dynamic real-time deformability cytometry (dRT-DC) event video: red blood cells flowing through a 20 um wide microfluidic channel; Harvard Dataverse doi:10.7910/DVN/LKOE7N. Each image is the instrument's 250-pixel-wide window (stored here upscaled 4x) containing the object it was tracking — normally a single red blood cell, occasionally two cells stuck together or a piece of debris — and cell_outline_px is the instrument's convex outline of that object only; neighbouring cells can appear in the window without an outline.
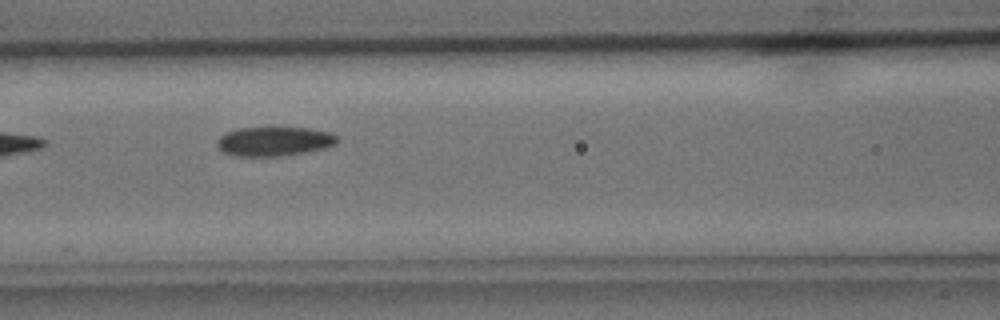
{"species": "common noctule bat (a hibernating species)", "species_latin": "Nyctalus noctula", "temperature_condition": "cold", "stored_images_in_passage": 9, "camera_frame_rate_fps": 3000, "um_per_image_px": 0.085, "animal": {"sex": "male", "body_mass_g": 15.6}, "frame": {"image": 1, "passage_image": 6, "time_ms": 6.667, "image_size_px": [1000, 320], "cell_outline_px": [[340, 140], [336, 144], [324, 148], [308, 152], [280, 156], [236, 156], [224, 152], [216, 144], [216, 140], [220, 136], [236, 128], [308, 128], [332, 132]], "centroid_in_image_um": [23.34, 12.02], "position_along_channel_um": 143.3, "area_um2": 20.52}}
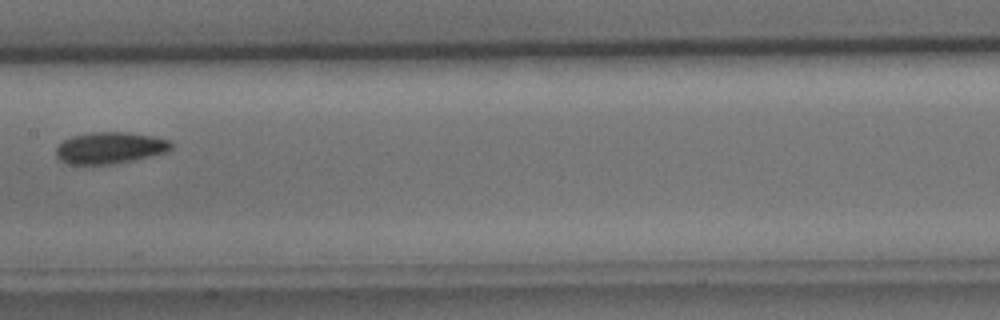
{"frame": {"image": 2, "passage_image": 7, "time_ms": 8.0, "image_size_px": [1000, 320], "cell_outline_px": [[172, 148], [164, 152], [132, 160], [112, 164], [68, 164], [60, 160], [56, 156], [56, 148], [64, 140], [72, 136], [92, 132], [128, 132], [152, 136], [172, 140]], "centroid_in_image_um": [9.33, 12.56], "position_along_channel_um": 198.1, "area_um2": 21.04}}
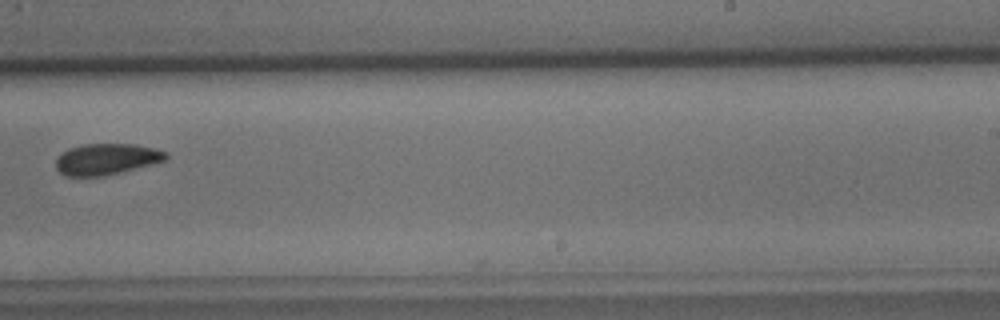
{"frame": {"image": 3, "passage_image": 9, "time_ms": 10.0, "image_size_px": [1000, 320], "cell_outline_px": [[168, 156], [164, 160], [120, 172], [100, 176], [64, 176], [56, 168], [56, 160], [60, 152], [68, 148], [84, 144], [132, 144], [156, 148], [168, 152]], "centroid_in_image_um": [9.01, 13.51], "position_along_channel_um": 280.0, "area_um2": 19.88}}